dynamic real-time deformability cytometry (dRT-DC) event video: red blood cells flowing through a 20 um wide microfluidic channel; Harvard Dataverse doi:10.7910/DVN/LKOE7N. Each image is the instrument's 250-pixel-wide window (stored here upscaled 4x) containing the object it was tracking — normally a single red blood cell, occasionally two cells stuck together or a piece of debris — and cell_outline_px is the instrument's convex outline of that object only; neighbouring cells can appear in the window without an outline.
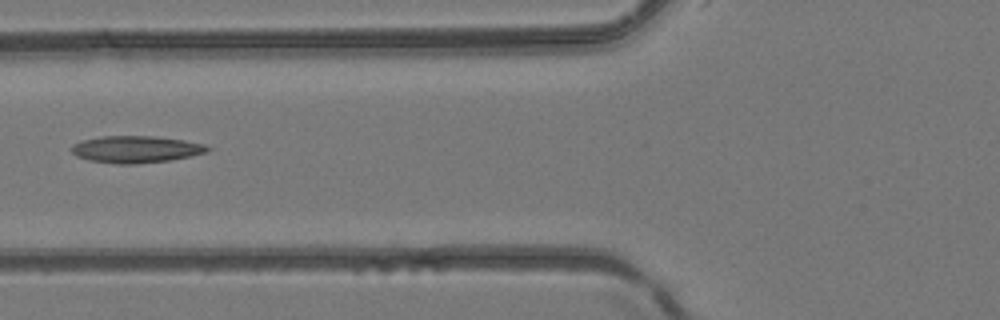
{"species": "common noctule bat (a hibernating species)", "species_latin": "Nyctalus noctula", "temperature_condition": "room temperature", "stored_images_in_passage": 3, "camera_frame_rate_fps": 3000, "um_per_image_px": 0.085, "animal": {"sex": "female", "body_mass_g": 24.6, "forearm_length_mm": 56.2}, "frame": {"image": 1, "passage_image": 3, "time_ms": 0.667, "image_size_px": [1000, 320], "cell_outline_px": [[212, 148], [208, 152], [192, 156], [168, 160], [132, 164], [120, 164], [88, 160], [76, 156], [68, 148], [72, 144], [80, 140], [100, 136], [152, 136], [184, 140], [204, 144]], "centroid_in_image_um": [11.52, 12.68], "position_along_channel_um": 114.3, "area_um2": 21.5}}